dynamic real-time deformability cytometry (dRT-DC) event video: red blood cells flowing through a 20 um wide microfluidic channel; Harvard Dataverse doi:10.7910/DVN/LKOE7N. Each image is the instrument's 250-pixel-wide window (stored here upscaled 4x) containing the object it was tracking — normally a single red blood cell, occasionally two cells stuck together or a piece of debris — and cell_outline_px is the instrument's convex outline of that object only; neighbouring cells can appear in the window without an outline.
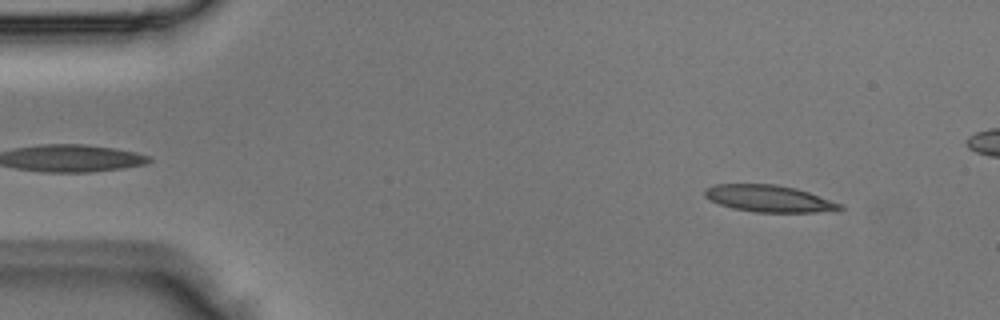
{"species": "Egyptian fruit bat (a non-hibernating species)", "species_latin": "Rousettus aegyptiacus", "temperature_condition": "room temperature", "stored_images_in_passage": 4, "camera_frame_rate_fps": 3000, "um_per_image_px": 0.085, "animal": {"sex": "male"}, "frame": {"image": 1, "passage_image": 1, "time_ms": 0.0, "image_size_px": [1000, 320], "cell_outline_px": [[844, 208], [836, 212], [756, 212], [732, 208], [720, 204], [704, 196], [704, 188], [716, 184], [776, 184], [796, 188], [808, 192], [840, 204]], "centroid_in_image_um": [65.37, 16.88], "position_along_channel_um": 19.6, "area_um2": 21.1}}